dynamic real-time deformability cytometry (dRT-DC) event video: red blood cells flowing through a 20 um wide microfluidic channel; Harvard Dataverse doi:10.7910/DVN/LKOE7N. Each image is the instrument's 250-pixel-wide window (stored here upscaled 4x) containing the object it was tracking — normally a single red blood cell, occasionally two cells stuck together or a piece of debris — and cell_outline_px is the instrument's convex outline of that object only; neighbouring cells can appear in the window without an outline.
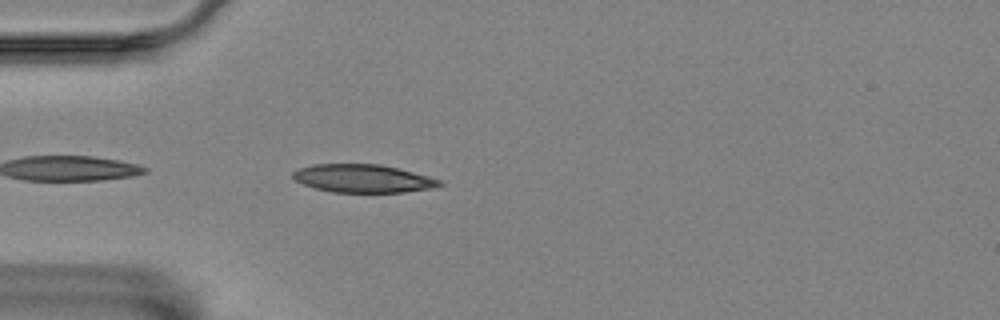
{"species": "Egyptian fruit bat (a non-hibernating species)", "species_latin": "Rousettus aegyptiacus", "temperature_condition": "room temperature", "stored_images_in_passage": 5, "camera_frame_rate_fps": 3000, "um_per_image_px": 0.085, "animal": {"sex": "female"}, "frame": {"image": 1, "passage_image": 5, "time_ms": 1.333, "image_size_px": [1000, 320], "cell_outline_px": [[444, 184], [436, 188], [404, 192], [332, 192], [316, 188], [304, 184], [296, 180], [292, 176], [292, 172], [300, 168], [312, 164], [380, 164], [428, 176], [440, 180]], "centroid_in_image_um": [30.87, 15.17], "position_along_channel_um": 54.1, "area_um2": 23.87}}